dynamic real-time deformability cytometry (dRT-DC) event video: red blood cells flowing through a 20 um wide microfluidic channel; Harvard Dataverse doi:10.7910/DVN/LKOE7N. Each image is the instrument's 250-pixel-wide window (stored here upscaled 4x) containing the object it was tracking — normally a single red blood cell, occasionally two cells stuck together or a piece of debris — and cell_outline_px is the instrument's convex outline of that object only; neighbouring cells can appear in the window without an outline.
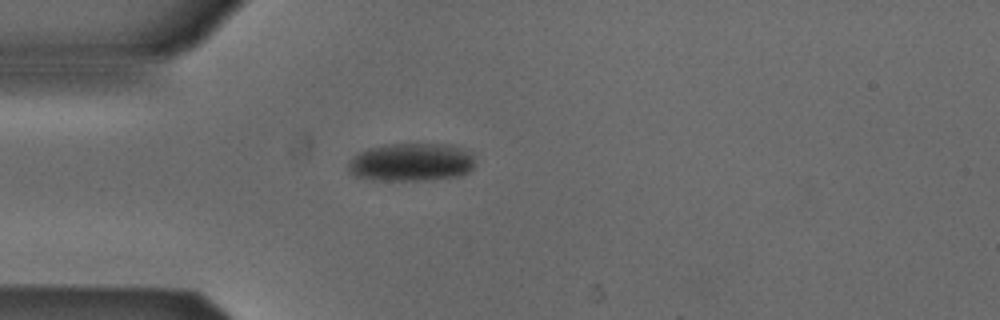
{"species": "Egyptian fruit bat (a non-hibernating species)", "species_latin": "Rousettus aegyptiacus", "temperature_condition": "cold", "stored_images_in_passage": 32, "camera_frame_rate_fps": 3000, "um_per_image_px": 0.085, "animal": {"sex": "male"}, "frame": {"image": 1, "passage_image": 1, "time_ms": 0.0, "image_size_px": [1000, 320], "cell_outline_px": [[476, 164], [468, 172], [460, 176], [424, 180], [372, 180], [356, 176], [348, 172], [348, 164], [360, 152], [368, 148], [388, 144], [448, 144], [464, 148], [472, 152], [476, 160]], "centroid_in_image_um": [35.02, 13.78], "position_along_channel_um": 50.0, "area_um2": 28.38}}
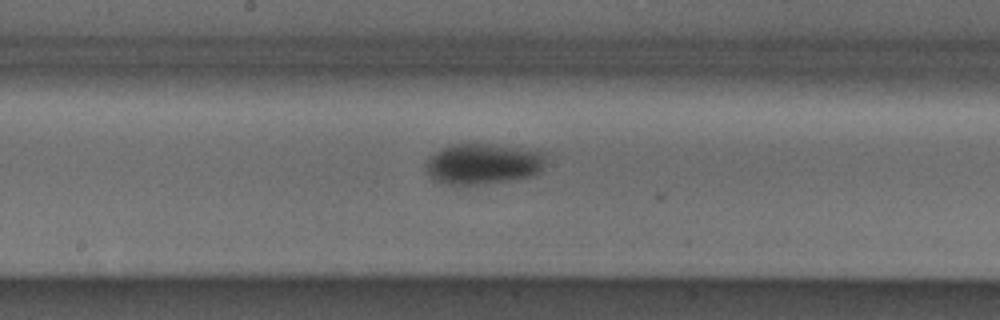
{"frame": {"image": 2, "passage_image": 14, "time_ms": 4.333, "image_size_px": [1000, 320], "cell_outline_px": [[548, 152], [544, 164], [540, 172], [536, 176], [516, 180], [452, 188], [432, 180], [424, 164], [428, 156], [440, 148], [448, 144], [488, 144], [536, 148]], "centroid_in_image_um": [41.08, 13.95], "position_along_channel_um": 207.1, "area_um2": 30.29}}
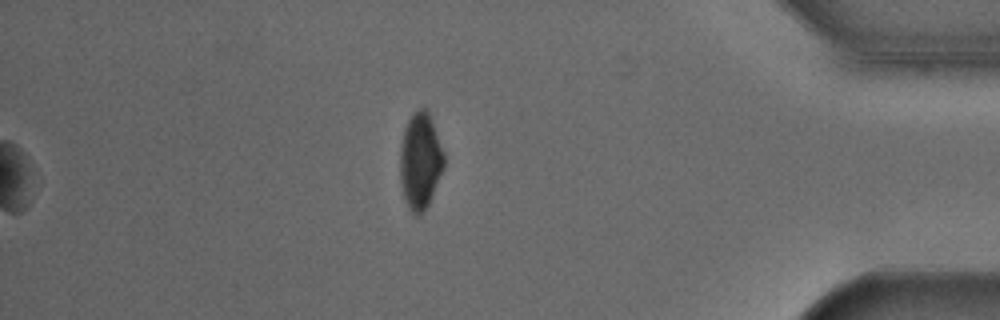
{"frame": {"image": 3, "passage_image": 32, "time_ms": 10.333, "image_size_px": [1000, 320], "cell_outline_px": [[444, 164], [428, 204], [416, 216], [408, 208], [404, 200], [400, 184], [400, 144], [404, 128], [412, 112], [420, 108], [424, 108], [428, 112], [444, 152]], "centroid_in_image_um": [35.68, 13.65], "position_along_channel_um": 399.5, "area_um2": 24.39}, "authors_computed_cell_mechanics": {"area_um2": 29.1601, "velocity_mm_per_s": 3.8791, "shape_relaxation_time_tau1_ms": 3.598, "shape_relaxation_time_tau2_ms": null, "deformation_change_tau1": 0.0847, "deformation_change_tau2": null}}